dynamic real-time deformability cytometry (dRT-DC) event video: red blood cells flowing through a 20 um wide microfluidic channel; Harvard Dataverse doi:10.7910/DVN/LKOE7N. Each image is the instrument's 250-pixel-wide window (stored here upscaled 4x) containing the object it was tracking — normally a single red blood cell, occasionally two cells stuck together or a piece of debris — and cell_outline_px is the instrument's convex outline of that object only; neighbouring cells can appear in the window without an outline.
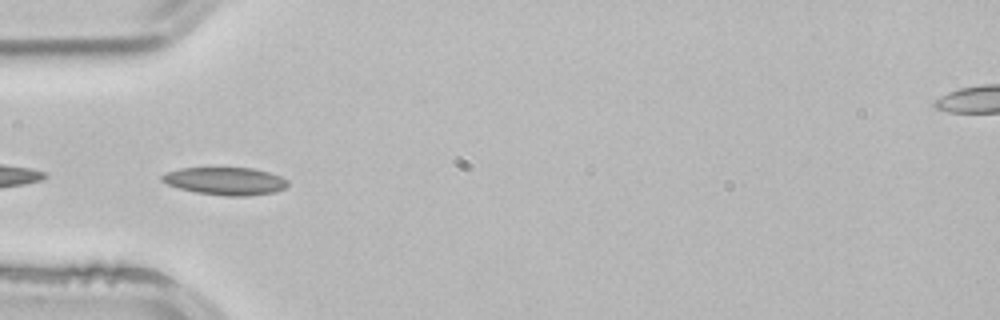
{"species": "common noctule bat (a hibernating species)", "species_latin": "Nyctalus noctula", "temperature_condition": "room temperature", "stored_images_in_passage": 9, "camera_frame_rate_fps": 3000, "um_per_image_px": 0.085, "animal": {"sex": "male", "body_mass_g": 21.5, "forearm_length_mm": 52.0}, "frame": {"image": 1, "passage_image": 1, "time_ms": 0.0, "image_size_px": [1000, 320], "cell_outline_px": [[288, 184], [284, 188], [276, 192], [248, 196], [228, 196], [196, 192], [180, 188], [168, 184], [160, 180], [160, 176], [164, 172], [180, 168], [252, 168], [268, 172], [280, 176], [288, 180]], "centroid_in_image_um": [19.14, 15.39], "position_along_channel_um": 65.9, "area_um2": 20.29}}